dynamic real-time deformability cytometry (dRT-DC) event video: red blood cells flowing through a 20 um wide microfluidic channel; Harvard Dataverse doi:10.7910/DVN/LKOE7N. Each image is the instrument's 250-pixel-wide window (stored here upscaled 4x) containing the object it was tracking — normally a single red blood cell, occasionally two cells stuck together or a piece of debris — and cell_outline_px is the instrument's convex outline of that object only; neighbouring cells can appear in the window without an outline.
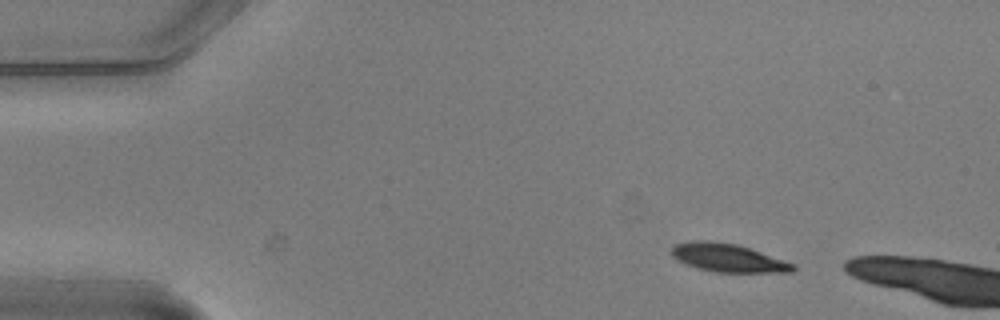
{"species": "common noctule bat (a hibernating species)", "species_latin": "Nyctalus noctula", "temperature_condition": "warm", "stored_images_in_passage": 2, "camera_frame_rate_fps": 3000, "um_per_image_px": 0.085, "animal": {"sex": "male", "body_mass_g": 20.5, "forearm_length_mm": 52.5}, "frame": {"image": 1, "passage_image": 1, "time_ms": 0.0, "image_size_px": [1000, 320], "cell_outline_px": [[796, 268], [792, 272], [716, 272], [700, 268], [676, 260], [672, 256], [672, 244], [688, 240], [708, 240], [736, 244], [796, 264]], "centroid_in_image_um": [61.85, 21.9], "position_along_channel_um": 23.2, "area_um2": 19.88}}